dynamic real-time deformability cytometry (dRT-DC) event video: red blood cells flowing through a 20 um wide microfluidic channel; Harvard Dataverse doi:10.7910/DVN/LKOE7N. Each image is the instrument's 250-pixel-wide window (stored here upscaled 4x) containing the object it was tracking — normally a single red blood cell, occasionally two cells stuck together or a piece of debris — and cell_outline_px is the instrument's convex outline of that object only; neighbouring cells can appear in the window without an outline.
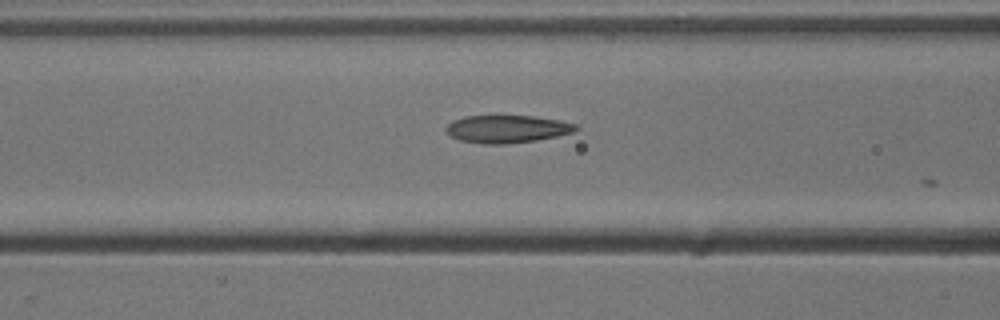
{"species": "common noctule bat (a hibernating species)", "species_latin": "Nyctalus noctula", "temperature_condition": "cold", "stored_images_in_passage": 7, "camera_frame_rate_fps": 3000, "um_per_image_px": 0.085, "animal": {"sex": "male", "body_mass_g": 13.3}, "frame": {"image": 1, "passage_image": 3, "time_ms": 0.667, "image_size_px": [1000, 320], "cell_outline_px": [[580, 128], [576, 132], [536, 140], [504, 144], [484, 144], [460, 140], [452, 136], [444, 128], [452, 120], [464, 116], [532, 116], [560, 120], [576, 124]], "centroid_in_image_um": [43.12, 10.96], "position_along_channel_um": 123.5, "area_um2": 20.92}}
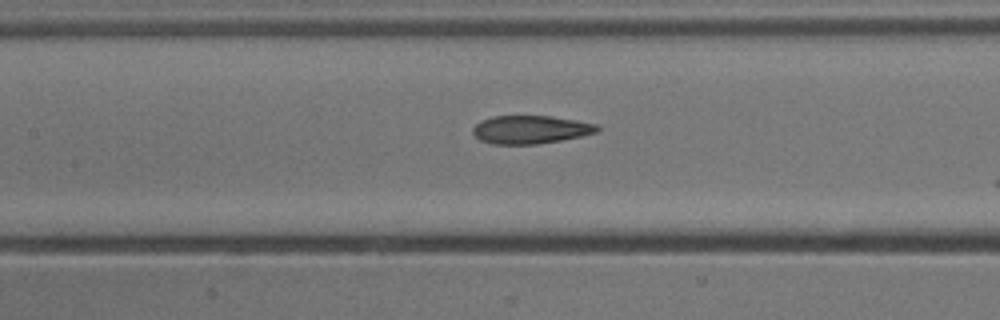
{"frame": {"image": 2, "passage_image": 6, "time_ms": 1.667, "image_size_px": [1000, 320], "cell_outline_px": [[600, 128], [596, 132], [580, 136], [560, 140], [536, 144], [492, 144], [480, 140], [472, 132], [472, 128], [480, 120], [492, 116], [552, 116], [576, 120], [596, 124]], "centroid_in_image_um": [45.05, 11.01], "position_along_channel_um": 162.3, "area_um2": 20.35}}